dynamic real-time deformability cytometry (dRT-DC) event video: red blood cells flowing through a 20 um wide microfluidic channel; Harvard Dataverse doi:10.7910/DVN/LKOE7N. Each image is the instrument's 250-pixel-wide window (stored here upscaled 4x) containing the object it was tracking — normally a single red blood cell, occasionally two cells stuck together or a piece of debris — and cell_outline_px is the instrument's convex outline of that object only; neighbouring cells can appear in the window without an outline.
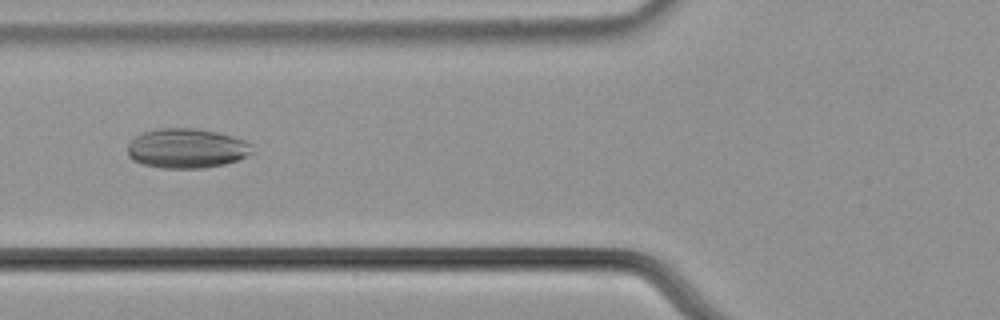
{"species": "common noctule bat (a hibernating species)", "species_latin": "Nyctalus noctula", "temperature_condition": "cold", "stored_images_in_passage": 53, "camera_frame_rate_fps": 3000, "um_per_image_px": 0.085, "animal": {"sex": "male", "body_mass_g": 21.5, "forearm_length_mm": 52.0}, "frame": {"image": 1, "passage_image": 19, "time_ms": 6.0, "image_size_px": [1000, 320], "cell_outline_px": [[256, 152], [248, 156], [224, 164], [204, 168], [160, 168], [140, 164], [132, 160], [128, 156], [128, 144], [140, 132], [156, 128], [200, 128], [232, 136], [244, 140], [252, 144]], "centroid_in_image_um": [15.87, 12.61], "position_along_channel_um": 109.9, "area_um2": 29.3}}
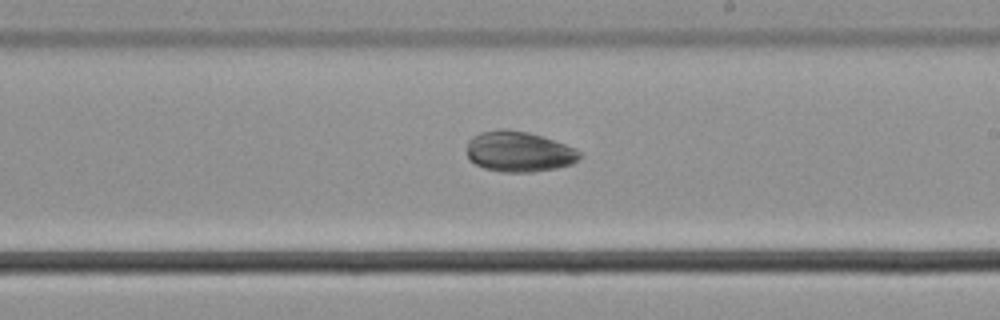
{"frame": {"image": 2, "passage_image": 30, "time_ms": 9.667, "image_size_px": [1000, 320], "cell_outline_px": [[580, 156], [572, 164], [556, 168], [532, 172], [500, 172], [484, 168], [476, 164], [468, 156], [468, 140], [472, 136], [480, 132], [500, 128], [528, 132], [576, 148], [580, 152]], "centroid_in_image_um": [44.09, 12.89], "position_along_channel_um": 244.9, "area_um2": 26.47}}
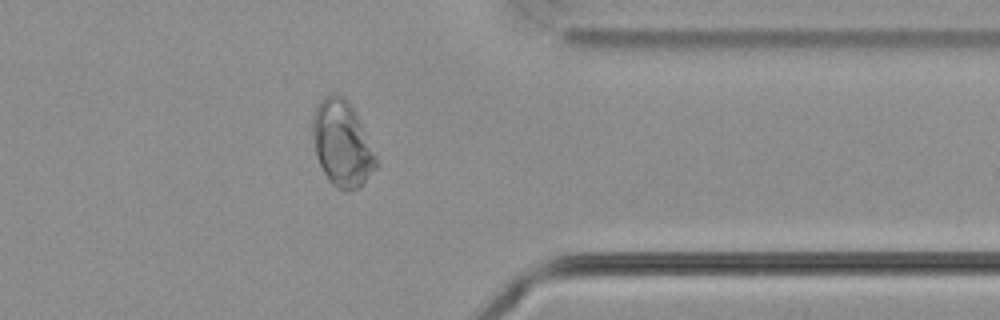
{"frame": {"image": 3, "passage_image": 42, "time_ms": 13.667, "image_size_px": [1000, 320], "cell_outline_px": [[380, 164], [360, 188], [348, 192], [344, 192], [336, 188], [328, 180], [316, 156], [312, 136], [312, 116], [316, 104], [324, 96], [332, 92], [344, 96], [348, 100], [356, 112], [376, 152]], "centroid_in_image_um": [29.1, 12.21], "position_along_channel_um": 382.3, "area_um2": 32.71}}